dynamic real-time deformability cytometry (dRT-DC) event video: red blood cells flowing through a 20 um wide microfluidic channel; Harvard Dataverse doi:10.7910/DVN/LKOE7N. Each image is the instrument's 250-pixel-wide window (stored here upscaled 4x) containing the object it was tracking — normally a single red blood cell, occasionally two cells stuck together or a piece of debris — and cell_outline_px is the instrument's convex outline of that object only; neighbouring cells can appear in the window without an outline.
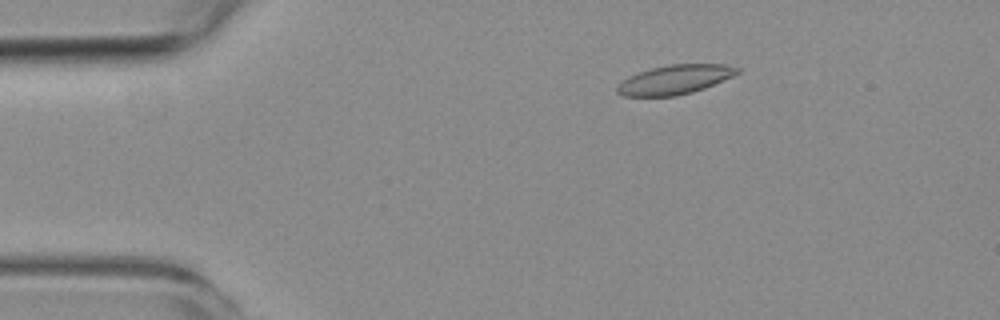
{"species": "common noctule bat (a hibernating species)", "species_latin": "Nyctalus noctula", "temperature_condition": "room temperature", "stored_images_in_passage": 4, "camera_frame_rate_fps": 3000, "um_per_image_px": 0.085, "animal": {"sex": "female", "body_mass_g": 19.3, "forearm_length_mm": 54.1}, "frame": {"image": 1, "passage_image": 2, "time_ms": 1.333, "image_size_px": [1000, 320], "cell_outline_px": [[740, 72], [732, 76], [704, 88], [692, 92], [676, 96], [624, 96], [616, 92], [616, 88], [628, 76], [652, 68], [668, 64], [724, 64], [740, 68]], "centroid_in_image_um": [57.37, 6.76], "position_along_channel_um": 27.6, "area_um2": 20.29}}
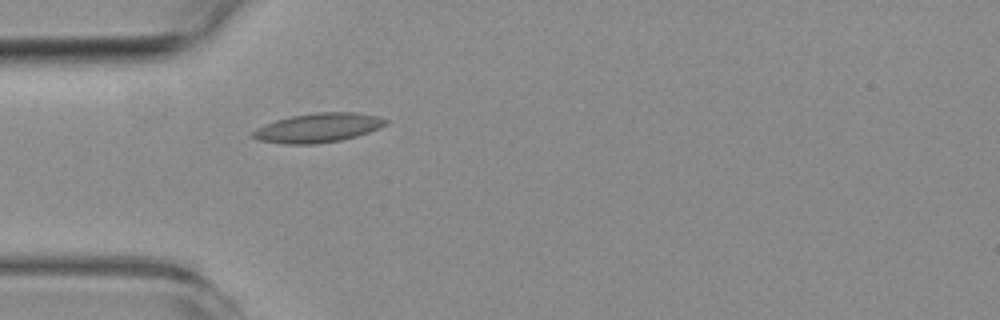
{"frame": {"image": 2, "passage_image": 4, "time_ms": 3.667, "image_size_px": [1000, 320], "cell_outline_px": [[388, 124], [380, 128], [356, 136], [340, 140], [316, 144], [284, 144], [256, 140], [252, 136], [252, 132], [256, 128], [264, 124], [288, 116], [316, 112], [356, 112], [380, 116], [388, 120]], "centroid_in_image_um": [27.04, 10.85], "position_along_channel_um": 58.0, "area_um2": 22.89}}